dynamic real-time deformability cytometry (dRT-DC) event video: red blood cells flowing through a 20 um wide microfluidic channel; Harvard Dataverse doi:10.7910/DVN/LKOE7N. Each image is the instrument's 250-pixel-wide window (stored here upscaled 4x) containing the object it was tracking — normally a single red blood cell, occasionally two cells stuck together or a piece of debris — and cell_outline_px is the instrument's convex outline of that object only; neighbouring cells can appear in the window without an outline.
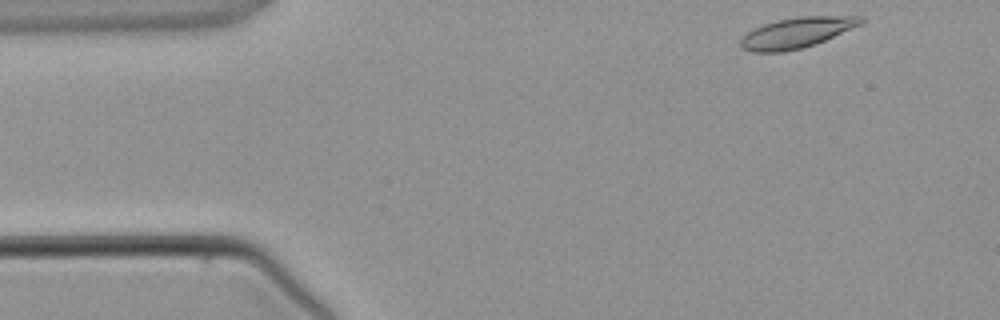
{"species": "common noctule bat (a hibernating species)", "species_latin": "Nyctalus noctula", "temperature_condition": "warm", "stored_images_in_passage": 2, "camera_frame_rate_fps": 3000, "um_per_image_px": 0.085, "animal": {"sex": "male", "body_mass_g": 21.5, "forearm_length_mm": 52.0}, "frame": {"image": 1, "passage_image": 1, "time_ms": 0.0, "image_size_px": [1000, 320], "cell_outline_px": [[864, 20], [860, 24], [816, 44], [784, 52], [752, 52], [740, 48], [740, 40], [748, 32], [764, 24], [776, 20], [800, 16], [864, 16]], "centroid_in_image_um": [67.69, 2.78], "position_along_channel_um": 17.3, "area_um2": 21.15}}
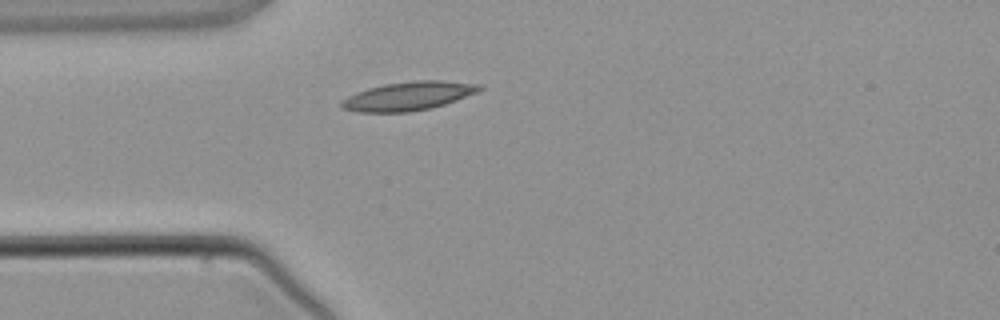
{"frame": {"image": 2, "passage_image": 2, "time_ms": 2.333, "image_size_px": [1000, 320], "cell_outline_px": [[484, 88], [476, 92], [456, 100], [432, 108], [408, 112], [356, 112], [344, 108], [340, 104], [340, 100], [356, 92], [368, 88], [384, 84], [416, 80], [440, 80], [480, 84]], "centroid_in_image_um": [34.69, 8.16], "position_along_channel_um": 50.3, "area_um2": 23.0}}